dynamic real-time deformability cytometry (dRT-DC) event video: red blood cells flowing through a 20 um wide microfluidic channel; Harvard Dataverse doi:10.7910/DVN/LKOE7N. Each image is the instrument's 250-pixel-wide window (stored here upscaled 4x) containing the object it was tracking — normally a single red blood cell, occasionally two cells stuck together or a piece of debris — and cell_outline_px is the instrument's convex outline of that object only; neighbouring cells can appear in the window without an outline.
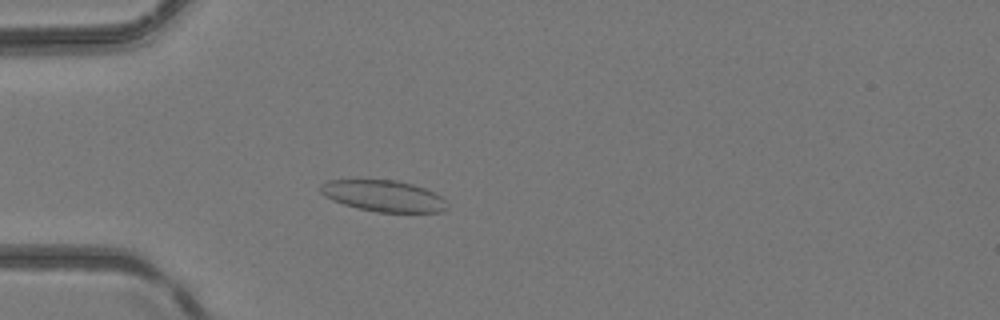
{"species": "common noctule bat (a hibernating species)", "species_latin": "Nyctalus noctula", "temperature_condition": "room temperature", "stored_images_in_passage": 4, "camera_frame_rate_fps": 3000, "um_per_image_px": 0.085, "animal": {"sex": "female", "body_mass_g": 24.6, "forearm_length_mm": 56.2}, "frame": {"image": 1, "passage_image": 4, "time_ms": 3.667, "image_size_px": [1000, 320], "cell_outline_px": [[448, 208], [444, 212], [376, 212], [344, 204], [332, 200], [324, 196], [320, 192], [320, 184], [328, 180], [396, 180], [412, 184], [424, 188], [440, 196], [448, 204]], "centroid_in_image_um": [32.6, 16.65], "position_along_channel_um": 52.4, "area_um2": 23.0}}